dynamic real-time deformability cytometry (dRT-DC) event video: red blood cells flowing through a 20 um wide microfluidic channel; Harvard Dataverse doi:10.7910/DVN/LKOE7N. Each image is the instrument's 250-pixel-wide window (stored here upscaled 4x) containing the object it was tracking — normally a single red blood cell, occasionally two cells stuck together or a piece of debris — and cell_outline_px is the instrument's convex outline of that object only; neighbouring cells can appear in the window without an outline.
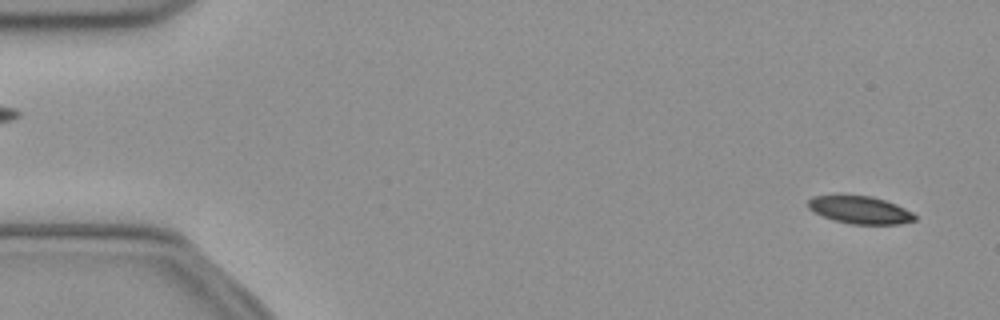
{"species": "common noctule bat (a hibernating species)", "species_latin": "Nyctalus noctula", "temperature_condition": "cold", "stored_images_in_passage": 51, "camera_frame_rate_fps": 3000, "um_per_image_px": 0.085, "animal": {"sex": "female", "body_mass_g": 21.9}, "frame": {"image": 1, "passage_image": 2, "time_ms": 0.333, "image_size_px": [1000, 320], "cell_outline_px": [[916, 220], [900, 224], [852, 224], [836, 220], [812, 212], [808, 208], [808, 200], [812, 196], [872, 196], [896, 204], [912, 212], [916, 216]], "centroid_in_image_um": [73.11, 17.85], "position_along_channel_um": 11.9, "area_um2": 16.94}}
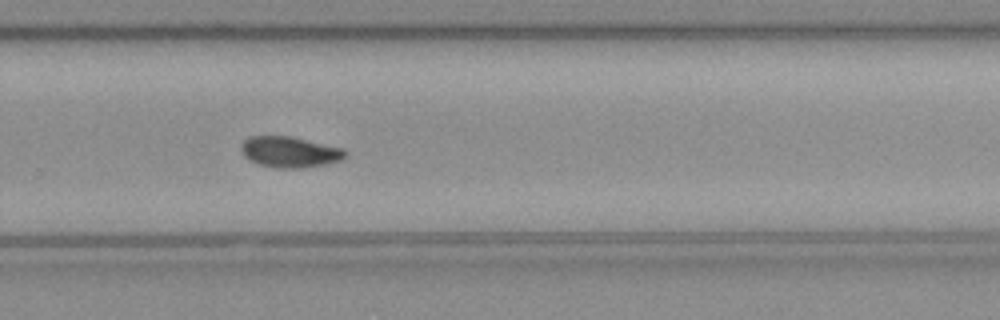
{"frame": {"image": 2, "passage_image": 34, "time_ms": 11.0, "image_size_px": [1000, 320], "cell_outline_px": [[348, 156], [344, 160], [304, 168], [276, 168], [256, 164], [248, 160], [240, 152], [240, 144], [248, 136], [288, 136], [344, 148], [348, 152]], "centroid_in_image_um": [24.62, 12.93], "position_along_channel_um": 305.2, "area_um2": 19.13}}
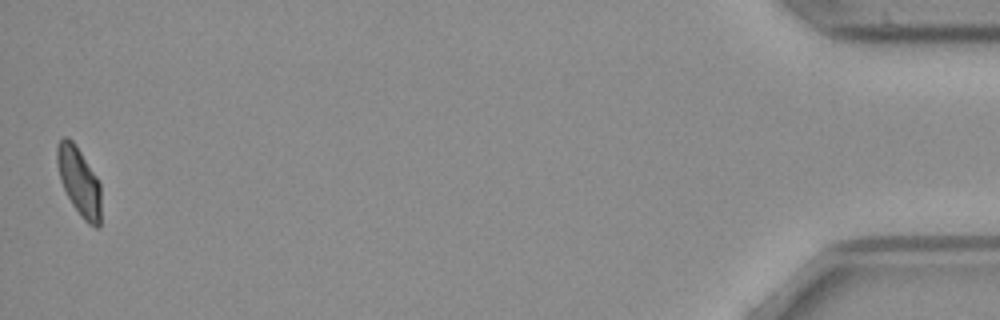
{"frame": {"image": 3, "passage_image": 51, "time_ms": 16.667, "image_size_px": [1000, 320], "cell_outline_px": [[100, 228], [96, 228], [88, 224], [84, 220], [72, 204], [60, 180], [56, 160], [56, 144], [64, 136], [68, 136], [72, 140], [96, 176], [100, 184]], "centroid_in_image_um": [6.71, 15.42], "position_along_channel_um": 428.5, "area_um2": 17.4}, "authors_computed_cell_mechanics": {"area_um2": 18.6694, "velocity_mm_per_s": 3.9101, "shape_relaxation_time_tau1_ms": 9.1836, "shape_relaxation_time_tau2_ms": null, "deformation_change_tau1": 0.1368, "deformation_change_tau2": null}}